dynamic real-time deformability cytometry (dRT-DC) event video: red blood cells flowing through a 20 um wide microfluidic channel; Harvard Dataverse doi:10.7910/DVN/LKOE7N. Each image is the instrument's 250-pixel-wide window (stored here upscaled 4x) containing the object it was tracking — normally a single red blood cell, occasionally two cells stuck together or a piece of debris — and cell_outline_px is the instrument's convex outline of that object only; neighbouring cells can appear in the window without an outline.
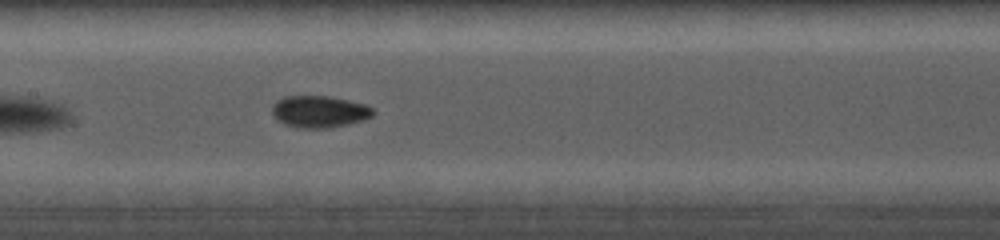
{"species": "common noctule bat (a hibernating species)", "species_latin": "Nyctalus noctula", "temperature_condition": "cold", "stored_images_in_passage": 43, "camera_frame_rate_fps": 5000, "um_per_image_px": 0.085, "animal": {"sex": "female", "body_mass_g": 19.0, "forearm_length_mm": 56.7}, "frame": {"image": 1, "passage_image": 20, "time_ms": 4.6, "image_size_px": [1000, 240], "cell_outline_px": [[376, 112], [372, 116], [364, 120], [348, 124], [328, 128], [300, 128], [284, 124], [276, 120], [272, 116], [272, 104], [276, 100], [284, 96], [332, 96], [364, 104], [376, 108]], "centroid_in_image_um": [27.14, 9.48], "position_along_channel_um": 180.3, "area_um2": 19.13}}